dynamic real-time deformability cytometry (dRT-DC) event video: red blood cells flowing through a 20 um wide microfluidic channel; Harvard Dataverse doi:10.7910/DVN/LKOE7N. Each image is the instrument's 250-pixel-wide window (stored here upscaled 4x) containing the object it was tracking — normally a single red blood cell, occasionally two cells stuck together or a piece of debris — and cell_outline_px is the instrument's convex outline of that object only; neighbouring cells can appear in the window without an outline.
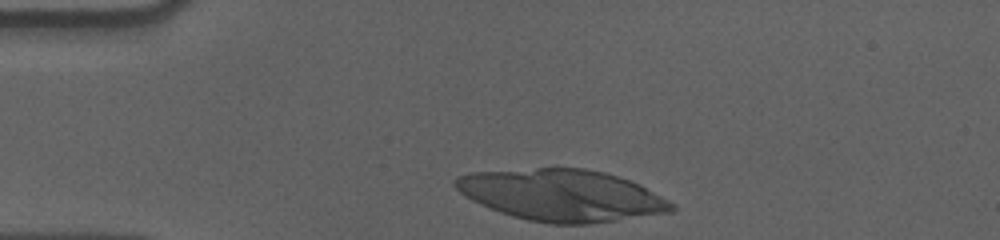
{"species": "human", "species_latin": "Homo sapiens", "temperature_condition": "cold", "stored_images_in_passage": 34, "segment_of_instrument_passage": [1, 2], "camera_frame_rate_fps": 3000, "um_per_image_px": 0.085, "donor": {"sex": "male"}, "frame": {"image": 1, "passage_image": 1, "time_ms": 0.0, "image_size_px": [1000, 240], "cell_outline_px": [[676, 208], [672, 212], [588, 224], [548, 224], [528, 220], [512, 216], [500, 212], [480, 204], [464, 196], [452, 184], [452, 180], [456, 176], [468, 172], [536, 168], [584, 168], [604, 172], [640, 184], [668, 200]], "centroid_in_image_um": [47.7, 16.59], "position_along_channel_um": 37.3, "area_um2": 65.08}}